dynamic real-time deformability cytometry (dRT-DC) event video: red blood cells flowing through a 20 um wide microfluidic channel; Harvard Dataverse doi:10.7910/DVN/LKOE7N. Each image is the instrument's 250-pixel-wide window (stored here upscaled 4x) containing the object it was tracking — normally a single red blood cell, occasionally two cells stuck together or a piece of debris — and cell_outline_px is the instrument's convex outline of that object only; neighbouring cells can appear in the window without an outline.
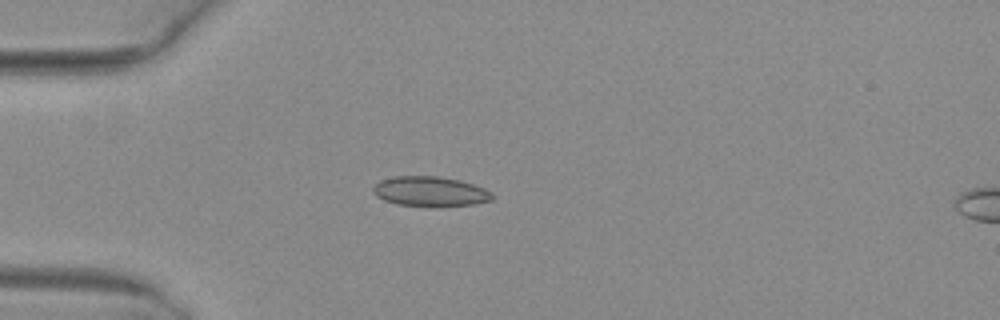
{"species": "common noctule bat (a hibernating species)", "species_latin": "Nyctalus noctula", "temperature_condition": "warm", "stored_images_in_passage": 5, "camera_frame_rate_fps": 3000, "um_per_image_px": 0.085, "animal": {"sex": "female", "body_mass_g": 29.2, "forearm_length_mm": 56.3}, "frame": {"image": 1, "passage_image": 4, "time_ms": 1.0, "image_size_px": [1000, 320], "cell_outline_px": [[492, 200], [472, 204], [436, 208], [432, 208], [396, 204], [384, 200], [376, 196], [372, 192], [372, 188], [380, 180], [396, 176], [436, 176], [460, 180], [484, 188], [492, 192]], "centroid_in_image_um": [36.54, 16.3], "position_along_channel_um": 48.5, "area_um2": 21.1}}